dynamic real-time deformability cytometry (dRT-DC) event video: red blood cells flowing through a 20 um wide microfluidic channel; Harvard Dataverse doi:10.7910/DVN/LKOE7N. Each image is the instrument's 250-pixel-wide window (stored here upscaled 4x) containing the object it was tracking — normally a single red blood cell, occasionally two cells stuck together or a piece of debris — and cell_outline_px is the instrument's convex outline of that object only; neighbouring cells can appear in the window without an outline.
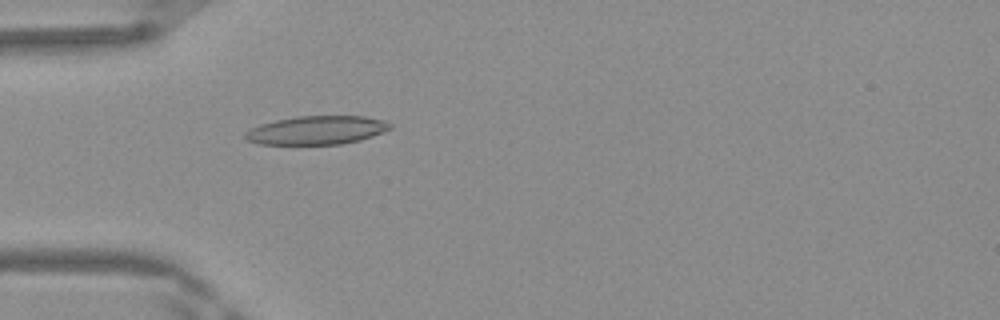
{"species": "Egyptian fruit bat (a non-hibernating species)", "species_latin": "Rousettus aegyptiacus", "temperature_condition": "warm", "stored_images_in_passage": 34, "camera_frame_rate_fps": 3000, "um_per_image_px": 0.085, "frame": {"image": 1, "passage_image": 1, "time_ms": 0.0, "image_size_px": [1000, 320], "cell_outline_px": [[392, 128], [372, 136], [360, 140], [340, 144], [260, 144], [248, 140], [244, 136], [244, 132], [260, 124], [276, 120], [296, 116], [364, 116], [384, 120], [392, 124]], "centroid_in_image_um": [26.93, 11.06], "position_along_channel_um": 58.1, "area_um2": 24.04}}
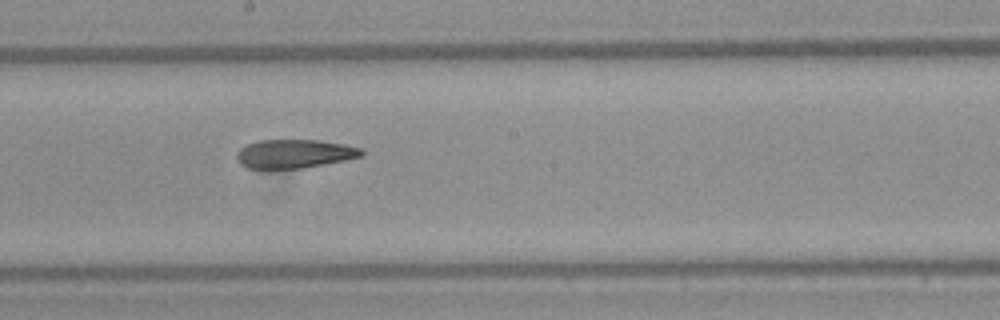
{"frame": {"image": 2, "passage_image": 13, "time_ms": 4.0, "image_size_px": [1000, 320], "cell_outline_px": [[364, 156], [344, 160], [300, 168], [248, 168], [240, 164], [236, 156], [236, 152], [240, 148], [256, 140], [320, 140], [344, 144], [360, 148], [364, 152]], "centroid_in_image_um": [25.01, 13.05], "position_along_channel_um": 223.2, "area_um2": 20.75}}
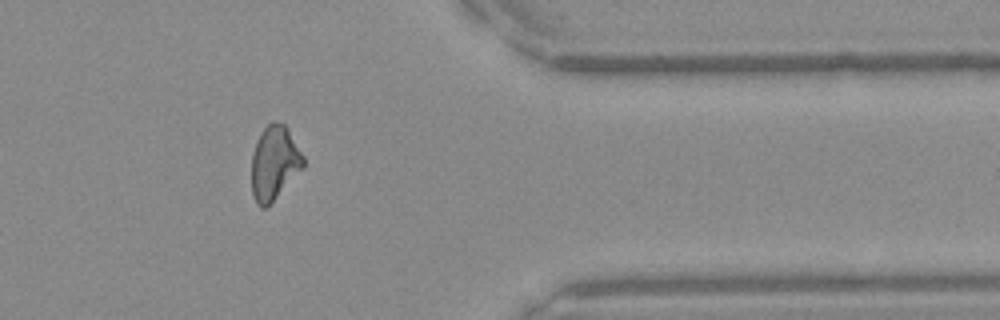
{"frame": {"image": 3, "passage_image": 26, "time_ms": 8.333, "image_size_px": [1000, 320], "cell_outline_px": [[304, 168], [264, 208], [260, 208], [256, 204], [252, 196], [252, 152], [256, 140], [260, 132], [272, 120], [276, 120], [284, 124], [288, 128], [304, 156]], "centroid_in_image_um": [23.31, 13.8], "position_along_channel_um": 388.1, "area_um2": 22.43}, "authors_computed_cell_mechanics": {"area_um2": 22.3686, "velocity_mm_per_s": 4.2099, "shape_relaxation_time_tau1_ms": null, "shape_relaxation_time_tau2_ms": 4.3221, "deformation_change_tau1": null, "deformation_change_tau2": 0.1512}}